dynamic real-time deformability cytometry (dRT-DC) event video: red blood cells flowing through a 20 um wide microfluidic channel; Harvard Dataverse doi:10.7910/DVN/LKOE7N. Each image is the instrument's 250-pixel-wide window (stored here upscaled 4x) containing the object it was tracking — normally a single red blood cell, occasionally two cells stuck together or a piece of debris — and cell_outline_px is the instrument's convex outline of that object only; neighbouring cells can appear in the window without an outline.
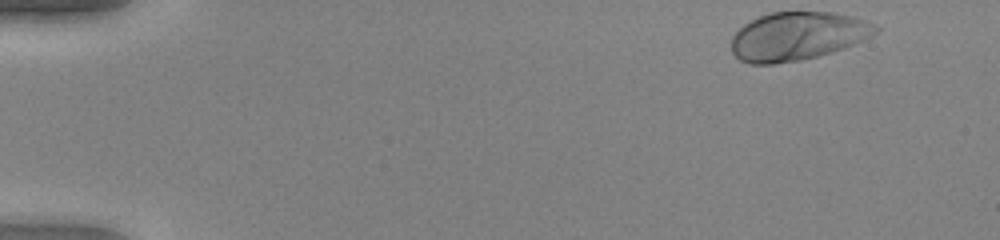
{"species": "human", "species_latin": "Homo sapiens", "temperature_condition": "warm", "stored_images_in_passage": 46, "camera_frame_rate_fps": 3000, "um_per_image_px": 0.085, "donor": {"sex": "female"}, "frame": {"image": 1, "passage_image": 1, "time_ms": 0.0, "image_size_px": [1000, 240], "cell_outline_px": [[880, 28], [876, 32], [864, 40], [844, 48], [832, 52], [800, 60], [772, 64], [748, 64], [740, 60], [732, 52], [732, 36], [744, 24], [760, 16], [772, 12], [832, 12], [852, 16], [868, 20]], "centroid_in_image_um": [67.8, 3.07], "position_along_channel_um": 17.2, "area_um2": 40.58}}
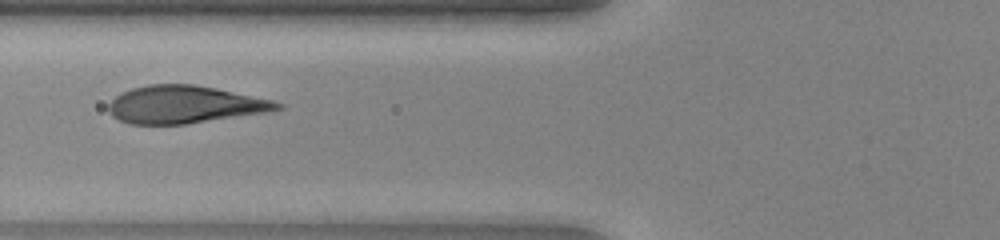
{"frame": {"image": 2, "passage_image": 17, "time_ms": 5.333, "image_size_px": [1000, 240], "cell_outline_px": [[284, 108], [264, 112], [184, 124], [128, 124], [112, 116], [108, 112], [108, 104], [116, 96], [132, 88], [148, 84], [192, 84], [216, 88], [272, 100], [284, 104]], "centroid_in_image_um": [15.66, 8.88], "position_along_channel_um": 110.1, "area_um2": 36.59}}
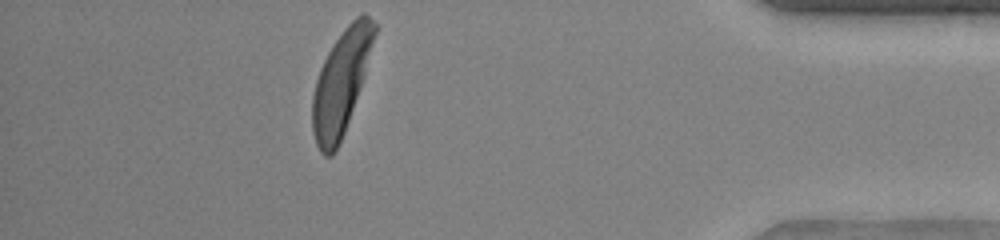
{"frame": {"image": 3, "passage_image": 41, "time_ms": 13.333, "image_size_px": [1000, 240], "cell_outline_px": [[376, 32], [364, 76], [340, 144], [336, 152], [332, 156], [324, 156], [320, 152], [316, 144], [312, 132], [312, 96], [316, 80], [320, 68], [332, 44], [344, 28], [360, 12], [364, 12], [376, 24]], "centroid_in_image_um": [28.97, 7.02], "position_along_channel_um": 406.2, "area_um2": 37.34}, "authors_computed_cell_mechanics": {"area_um2": 37.9746, "velocity_mm_per_s": 4.1944, "shape_relaxation_time_tau1_ms": 2.0565, "shape_relaxation_time_tau2_ms": null, "deformation_change_tau1": 0.186, "deformation_change_tau2": null}}